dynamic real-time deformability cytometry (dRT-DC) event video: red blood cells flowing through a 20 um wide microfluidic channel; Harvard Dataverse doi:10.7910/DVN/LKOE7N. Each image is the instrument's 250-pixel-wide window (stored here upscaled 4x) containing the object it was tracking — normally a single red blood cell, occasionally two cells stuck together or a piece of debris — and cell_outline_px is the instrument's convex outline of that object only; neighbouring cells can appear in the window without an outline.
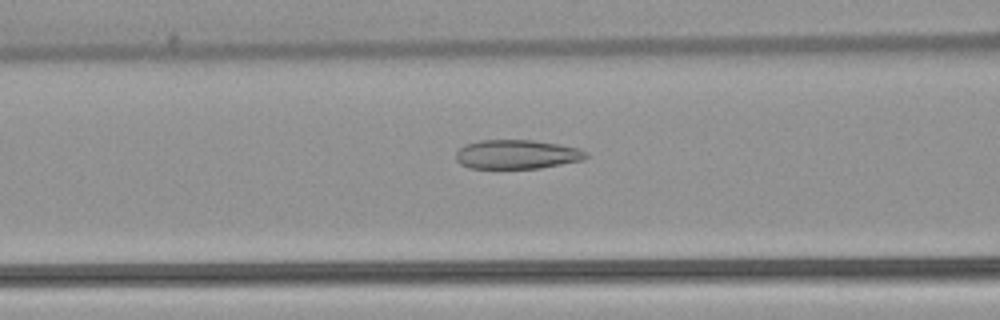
{"species": "common noctule bat (a hibernating species)", "species_latin": "Nyctalus noctula", "temperature_condition": "warm", "stored_images_in_passage": 52, "camera_frame_rate_fps": 3000, "um_per_image_px": 0.085, "animal": {"sex": "female", "body_mass_g": 22.7, "forearm_length_mm": 54.2}, "frame": {"image": 1, "passage_image": 21, "time_ms": 6.667, "image_size_px": [1000, 320], "cell_outline_px": [[588, 156], [584, 160], [540, 168], [468, 168], [460, 164], [456, 160], [456, 152], [464, 144], [480, 140], [532, 140], [560, 144], [580, 148], [588, 152]], "centroid_in_image_um": [43.95, 13.12], "position_along_channel_um": 122.6, "area_um2": 22.31}}
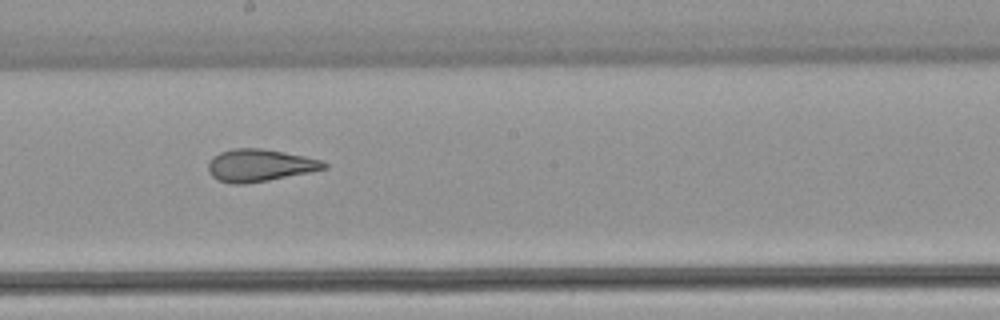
{"frame": {"image": 2, "passage_image": 29, "time_ms": 9.333, "image_size_px": [1000, 320], "cell_outline_px": [[328, 168], [268, 180], [244, 184], [232, 184], [220, 180], [212, 176], [208, 172], [208, 164], [212, 156], [220, 152], [232, 148], [260, 148], [284, 152], [324, 160], [328, 164]], "centroid_in_image_um": [22.07, 14.04], "position_along_channel_um": 226.1, "area_um2": 21.79}}
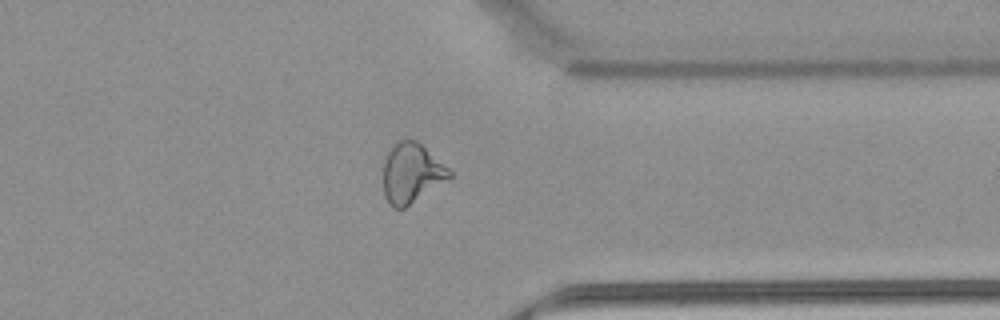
{"frame": {"image": 3, "passage_image": 41, "time_ms": 13.333, "image_size_px": [1000, 320], "cell_outline_px": [[452, 176], [448, 180], [404, 208], [392, 208], [388, 204], [384, 196], [384, 160], [388, 152], [400, 140], [416, 140], [448, 168], [452, 172]], "centroid_in_image_um": [34.97, 14.75], "position_along_channel_um": 376.4, "area_um2": 22.72}, "authors_computed_cell_mechanics": {"area_um2": 25.1719, "velocity_mm_per_s": 3.8817, "shape_relaxation_time_tau1_ms": null, "shape_relaxation_time_tau2_ms": 1.5983, "deformation_change_tau1": null, "deformation_change_tau2": 0.0998}}